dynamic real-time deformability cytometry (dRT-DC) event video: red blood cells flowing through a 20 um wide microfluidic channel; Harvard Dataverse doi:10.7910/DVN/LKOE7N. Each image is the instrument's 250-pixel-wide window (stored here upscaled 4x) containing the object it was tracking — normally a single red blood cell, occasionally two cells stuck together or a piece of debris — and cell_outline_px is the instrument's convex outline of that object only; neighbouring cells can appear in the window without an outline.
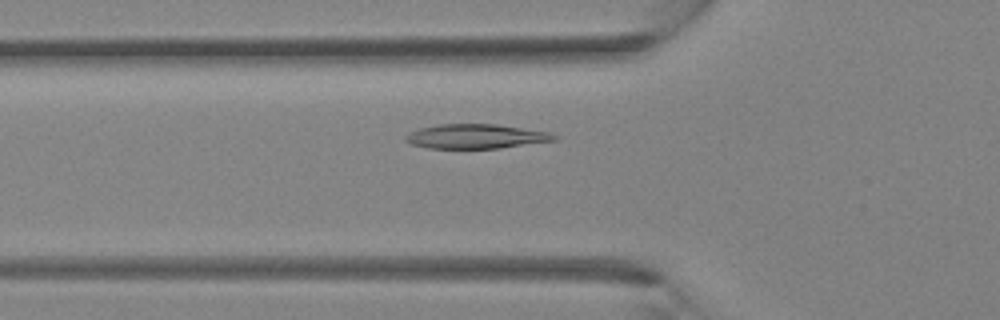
{"species": "Egyptian fruit bat (a non-hibernating species)", "species_latin": "Rousettus aegyptiacus", "temperature_condition": "room temperature", "stored_images_in_passage": 35, "camera_frame_rate_fps": 3000, "um_per_image_px": 0.085, "animal": {"sex": "female"}, "frame": {"image": 1, "passage_image": 11, "time_ms": 3.333, "image_size_px": [1000, 320], "cell_outline_px": [[556, 140], [500, 148], [428, 148], [412, 144], [404, 140], [404, 136], [420, 128], [440, 124], [496, 124], [552, 132], [556, 136]], "centroid_in_image_um": [40.47, 11.59], "position_along_channel_um": 85.3, "area_um2": 21.04}}
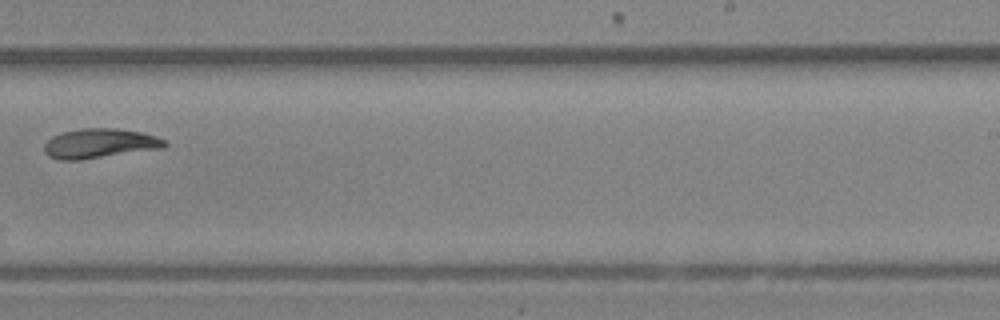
{"frame": {"image": 2, "passage_image": 22, "time_ms": 7.0, "image_size_px": [1000, 320], "cell_outline_px": [[168, 144], [164, 148], [80, 160], [60, 160], [48, 156], [44, 152], [44, 144], [52, 136], [60, 132], [80, 128], [116, 128], [140, 132], [156, 136], [168, 140]], "centroid_in_image_um": [8.48, 12.19], "position_along_channel_um": 280.5, "area_um2": 21.04}}
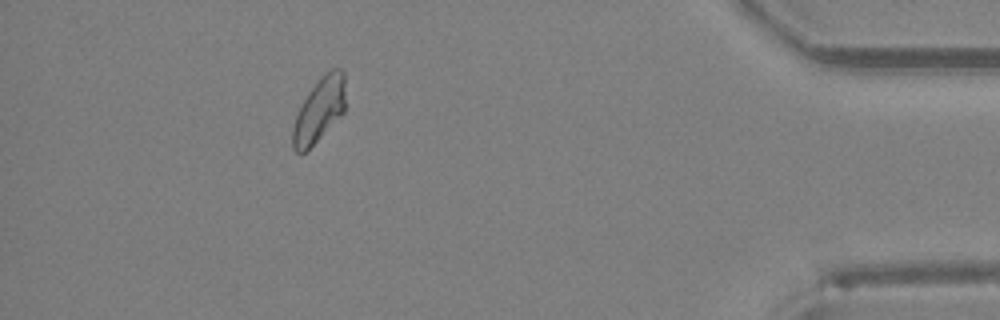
{"frame": {"image": 3, "passage_image": 32, "time_ms": 10.333, "image_size_px": [1000, 320], "cell_outline_px": [[344, 112], [304, 152], [296, 152], [292, 148], [292, 128], [296, 116], [308, 92], [332, 68], [344, 68]], "centroid_in_image_um": [27.13, 9.34], "position_along_channel_um": 408.1, "area_um2": 18.96}}